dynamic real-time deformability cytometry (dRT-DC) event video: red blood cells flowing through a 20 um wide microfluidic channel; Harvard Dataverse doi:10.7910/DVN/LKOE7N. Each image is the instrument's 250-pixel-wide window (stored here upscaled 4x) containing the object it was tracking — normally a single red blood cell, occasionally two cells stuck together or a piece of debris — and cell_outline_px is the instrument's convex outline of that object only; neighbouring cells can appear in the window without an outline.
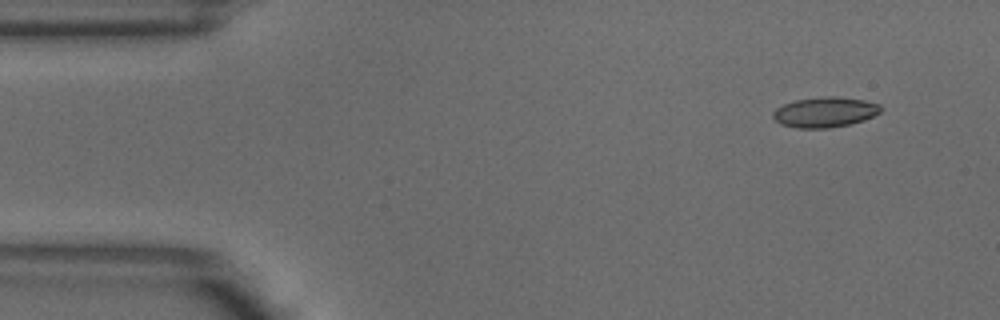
{"species": "common noctule bat (a hibernating species)", "species_latin": "Nyctalus noctula", "temperature_condition": "warm", "stored_images_in_passage": 4, "camera_frame_rate_fps": 3000, "um_per_image_px": 0.085, "animal": {"sex": "male", "body_mass_g": 18.8}, "frame": {"image": 1, "passage_image": 1, "time_ms": 0.0, "image_size_px": [1000, 320], "cell_outline_px": [[880, 112], [864, 120], [852, 124], [828, 128], [796, 128], [780, 124], [772, 116], [772, 112], [776, 108], [784, 104], [796, 100], [824, 96], [836, 96], [864, 100], [880, 104]], "centroid_in_image_um": [70.1, 9.53], "position_along_channel_um": 14.9, "area_um2": 19.02}}
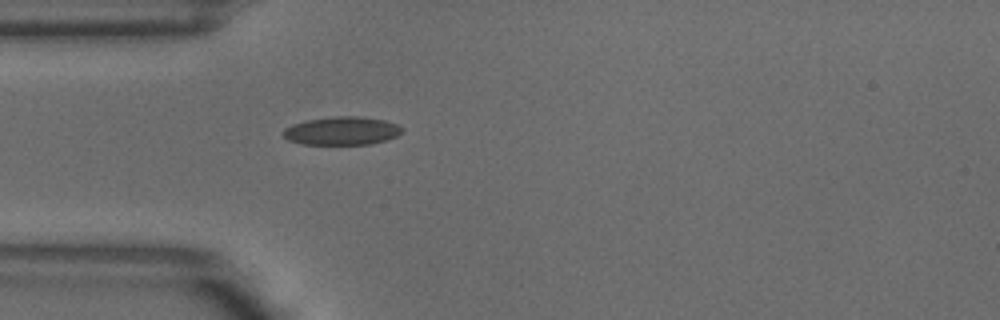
{"frame": {"image": 2, "passage_image": 4, "time_ms": 1.0, "image_size_px": [1000, 320], "cell_outline_px": [[404, 128], [396, 136], [388, 140], [372, 144], [304, 144], [288, 140], [280, 132], [284, 128], [292, 124], [308, 120], [332, 116], [360, 116], [384, 120], [396, 124]], "centroid_in_image_um": [29.05, 11.12], "position_along_channel_um": 56.0, "area_um2": 19.65}}